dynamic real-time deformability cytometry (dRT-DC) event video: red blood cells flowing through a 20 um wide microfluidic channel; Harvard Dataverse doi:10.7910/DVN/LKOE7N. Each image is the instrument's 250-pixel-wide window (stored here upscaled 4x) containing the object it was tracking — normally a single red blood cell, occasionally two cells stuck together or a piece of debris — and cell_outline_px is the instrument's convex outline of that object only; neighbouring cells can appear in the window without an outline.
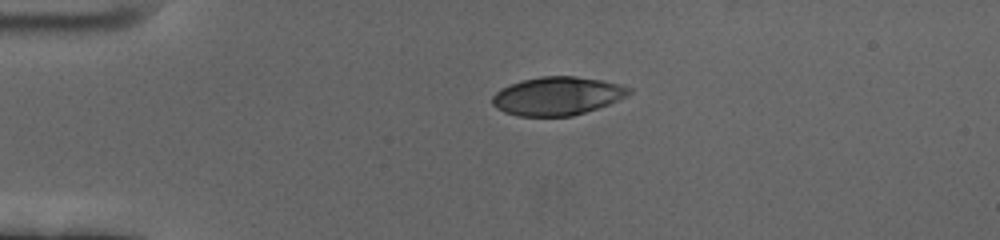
{"species": "human", "species_latin": "Homo sapiens", "temperature_condition": "cold", "stored_images_in_passage": 47, "camera_frame_rate_fps": 3000, "um_per_image_px": 0.085, "donor": {"sex": "female"}, "frame": {"image": 1, "passage_image": 1, "time_ms": 0.0, "image_size_px": [1000, 240], "cell_outline_px": [[632, 92], [628, 96], [608, 104], [572, 116], [520, 116], [504, 112], [496, 108], [492, 104], [492, 96], [500, 88], [508, 84], [540, 76], [576, 76], [600, 80], [620, 84], [632, 88]], "centroid_in_image_um": [47.36, 8.15], "position_along_channel_um": 37.6, "area_um2": 30.58}}
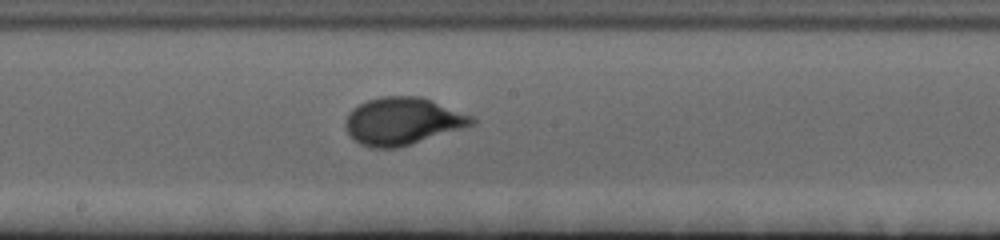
{"frame": {"image": 2, "passage_image": 20, "time_ms": 6.333, "image_size_px": [1000, 240], "cell_outline_px": [[476, 124], [396, 148], [372, 148], [360, 144], [348, 132], [344, 124], [348, 112], [352, 108], [368, 100], [380, 96], [420, 96], [432, 100], [472, 116], [476, 120]], "centroid_in_image_um": [34.2, 10.29], "position_along_channel_um": 214.0, "area_um2": 34.62}}
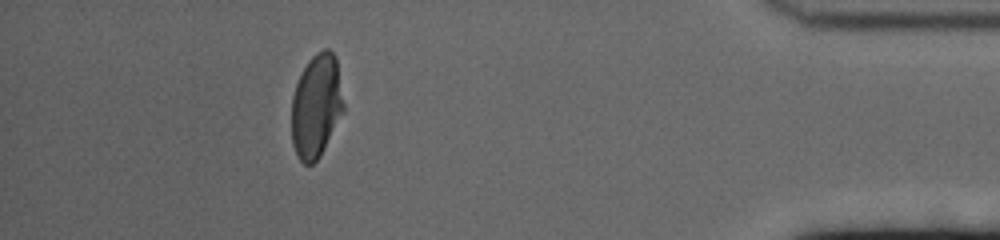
{"frame": {"image": 3, "passage_image": 41, "time_ms": 13.333, "image_size_px": [1000, 240], "cell_outline_px": [[344, 112], [320, 156], [312, 164], [304, 164], [300, 160], [292, 144], [292, 96], [296, 84], [308, 60], [316, 52], [324, 48], [328, 48], [336, 56], [344, 104]], "centroid_in_image_um": [26.9, 8.99], "position_along_channel_um": 408.3, "area_um2": 31.44}, "authors_computed_cell_mechanics": {"area_um2": 33.1772, "velocity_mm_per_s": 3.4301, "shape_relaxation_time_tau1_ms": 3.4064, "shape_relaxation_time_tau2_ms": null, "deformation_change_tau1": 0.1814, "deformation_change_tau2": null}}